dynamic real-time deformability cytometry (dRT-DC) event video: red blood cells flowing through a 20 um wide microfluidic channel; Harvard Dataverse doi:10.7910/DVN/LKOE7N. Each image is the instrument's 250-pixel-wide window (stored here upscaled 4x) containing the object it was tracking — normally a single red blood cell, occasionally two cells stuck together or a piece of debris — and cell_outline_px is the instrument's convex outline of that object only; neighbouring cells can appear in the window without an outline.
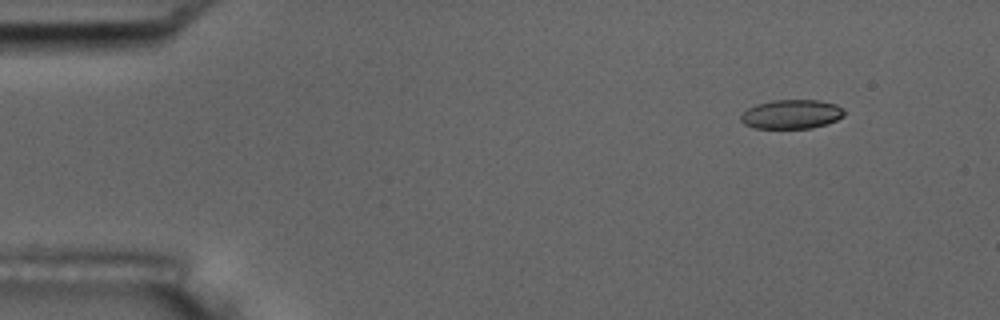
{"species": "common noctule bat (a hibernating species)", "species_latin": "Nyctalus noctula", "temperature_condition": "room temperature", "stored_images_in_passage": 4, "camera_frame_rate_fps": 3000, "um_per_image_px": 0.085, "animal": {"sex": "male", "body_mass_g": 17.5, "forearm_length_mm": 52.3}, "frame": {"image": 1, "passage_image": 1, "time_ms": 0.0, "image_size_px": [1000, 320], "cell_outline_px": [[844, 116], [828, 124], [812, 128], [756, 128], [744, 124], [740, 120], [740, 116], [748, 108], [756, 104], [772, 100], [820, 100], [836, 104], [844, 108]], "centroid_in_image_um": [67.3, 9.7], "position_along_channel_um": 17.7, "area_um2": 17.69}}
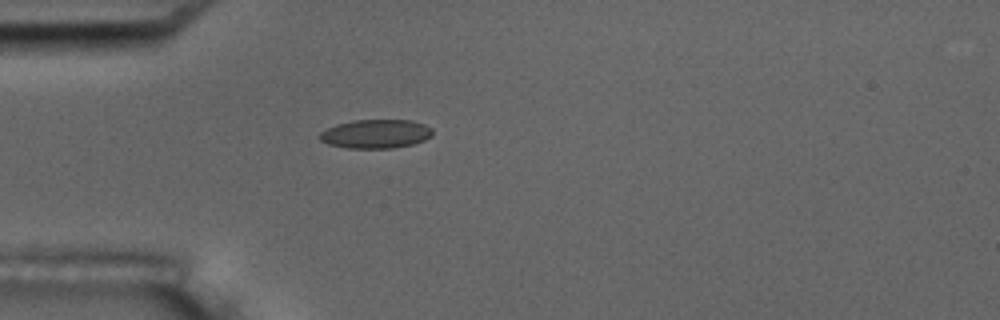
{"frame": {"image": 2, "passage_image": 4, "time_ms": 3.333, "image_size_px": [1000, 320], "cell_outline_px": [[432, 136], [424, 140], [412, 144], [392, 148], [348, 148], [328, 144], [320, 140], [316, 136], [320, 132], [336, 124], [352, 120], [412, 120], [424, 124], [432, 128]], "centroid_in_image_um": [31.92, 11.37], "position_along_channel_um": 53.1, "area_um2": 19.07}}